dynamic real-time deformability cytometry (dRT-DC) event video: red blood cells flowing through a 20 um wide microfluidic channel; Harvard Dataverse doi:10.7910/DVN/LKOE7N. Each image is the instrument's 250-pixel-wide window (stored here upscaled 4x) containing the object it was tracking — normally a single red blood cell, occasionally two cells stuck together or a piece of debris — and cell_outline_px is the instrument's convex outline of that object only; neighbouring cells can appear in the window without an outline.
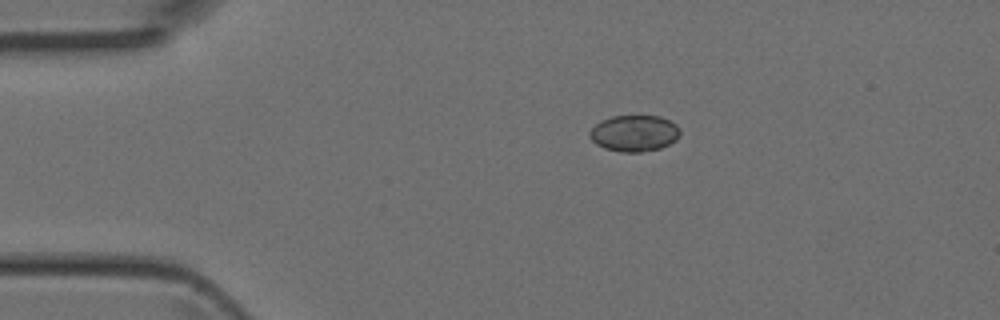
{"species": "Egyptian fruit bat (a non-hibernating species)", "species_latin": "Rousettus aegyptiacus", "temperature_condition": "room temperature", "stored_images_in_passage": 2, "camera_frame_rate_fps": 3000, "um_per_image_px": 0.085, "animal": {"sex": "female"}, "frame": {"image": 1, "passage_image": 1, "time_ms": 0.0, "image_size_px": [1000, 320], "cell_outline_px": [[680, 136], [676, 140], [660, 148], [640, 152], [620, 152], [604, 148], [596, 144], [588, 136], [588, 132], [600, 120], [612, 116], [660, 116], [676, 124], [680, 128]], "centroid_in_image_um": [53.9, 11.33], "position_along_channel_um": 31.1, "area_um2": 19.25}}